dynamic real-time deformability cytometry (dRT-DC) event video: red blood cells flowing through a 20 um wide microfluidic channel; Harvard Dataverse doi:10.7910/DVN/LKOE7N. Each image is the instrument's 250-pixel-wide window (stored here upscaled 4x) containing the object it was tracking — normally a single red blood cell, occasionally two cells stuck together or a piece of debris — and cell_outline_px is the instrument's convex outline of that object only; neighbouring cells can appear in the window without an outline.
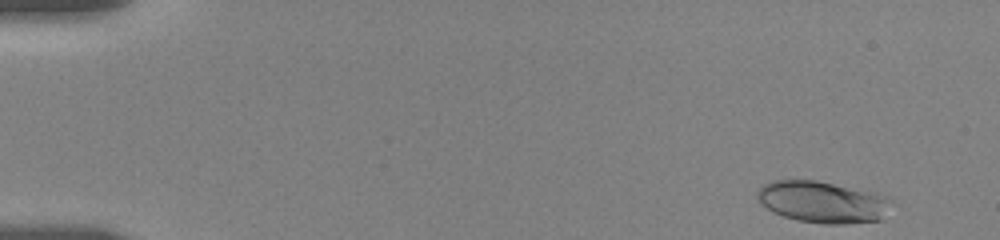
{"species": "human", "species_latin": "Homo sapiens", "temperature_condition": "room temperature", "stored_images_in_passage": 72, "camera_frame_rate_fps": 3000, "um_per_image_px": 0.085, "donor": {"sex": "female"}, "frame": {"image": 1, "passage_image": 2, "time_ms": 0.333, "image_size_px": [1000, 240], "cell_outline_px": [[892, 200], [884, 220], [844, 224], [824, 224], [796, 220], [772, 212], [756, 196], [756, 192], [764, 184], [772, 180], [816, 180], [876, 192], [892, 196]], "centroid_in_image_um": [70.0, 17.17], "position_along_channel_um": 15.0, "area_um2": 32.95}}
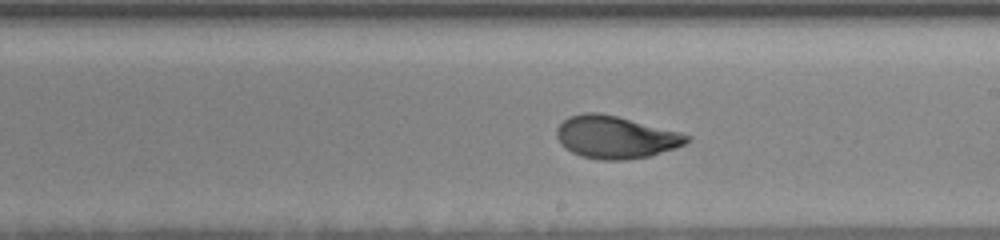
{"frame": {"image": 2, "passage_image": 47, "time_ms": 10.0, "image_size_px": [1000, 240], "cell_outline_px": [[692, 140], [676, 148], [648, 156], [628, 160], [600, 160], [580, 156], [564, 148], [560, 144], [556, 136], [556, 128], [568, 116], [584, 112], [596, 112], [616, 116], [680, 132], [692, 136]], "centroid_in_image_um": [52.31, 11.67], "position_along_channel_um": 236.7, "area_um2": 32.37}}
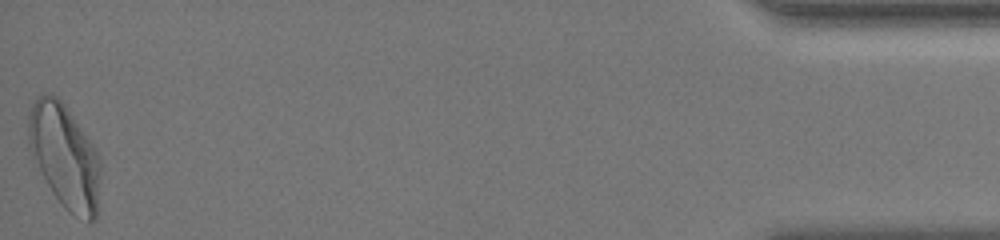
{"frame": {"image": 3, "passage_image": 72, "time_ms": 17.667, "image_size_px": [1000, 240], "cell_outline_px": [[100, 172], [96, 220], [92, 224], [88, 224], [68, 212], [60, 204], [52, 192], [28, 148], [28, 112], [32, 104], [44, 92], [52, 92], [64, 104], [92, 144], [100, 160]], "centroid_in_image_um": [5.49, 13.32], "position_along_channel_um": 429.7, "area_um2": 43.7}, "authors_computed_cell_mechanics": {"area_um2": 31.6744, "velocity_mm_per_s": 3.6082, "shape_relaxation_time_tau1_ms": 4.1328, "shape_relaxation_time_tau2_ms": 0.9347, "deformation_change_tau1": 0.1645, "deformation_change_tau2": 0.0651}}